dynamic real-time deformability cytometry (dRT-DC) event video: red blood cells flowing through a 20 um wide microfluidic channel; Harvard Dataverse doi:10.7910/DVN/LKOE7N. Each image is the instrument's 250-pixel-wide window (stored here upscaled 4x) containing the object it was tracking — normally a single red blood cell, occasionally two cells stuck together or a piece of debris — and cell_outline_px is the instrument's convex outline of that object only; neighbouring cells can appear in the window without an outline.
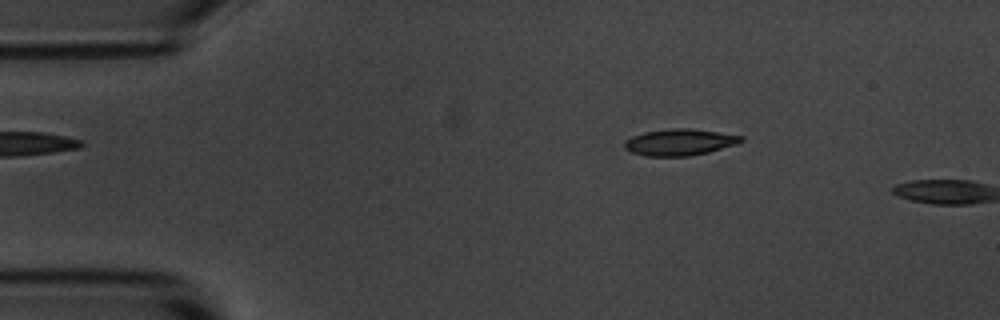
{"species": "common noctule bat (a hibernating species)", "species_latin": "Nyctalus noctula", "temperature_condition": "room temperature", "stored_images_in_passage": 3, "camera_frame_rate_fps": 3000, "um_per_image_px": 0.085, "animal": {"sex": "male", "body_mass_g": 20.1, "forearm_length_mm": 53.5}, "frame": {"image": 1, "passage_image": 2, "time_ms": 1.333, "image_size_px": [1000, 320], "cell_outline_px": [[744, 140], [736, 144], [708, 152], [688, 156], [644, 156], [632, 152], [624, 148], [624, 140], [632, 136], [644, 132], [672, 128], [688, 128], [744, 136]], "centroid_in_image_um": [57.73, 12.09], "position_along_channel_um": 27.3, "area_um2": 17.92}}